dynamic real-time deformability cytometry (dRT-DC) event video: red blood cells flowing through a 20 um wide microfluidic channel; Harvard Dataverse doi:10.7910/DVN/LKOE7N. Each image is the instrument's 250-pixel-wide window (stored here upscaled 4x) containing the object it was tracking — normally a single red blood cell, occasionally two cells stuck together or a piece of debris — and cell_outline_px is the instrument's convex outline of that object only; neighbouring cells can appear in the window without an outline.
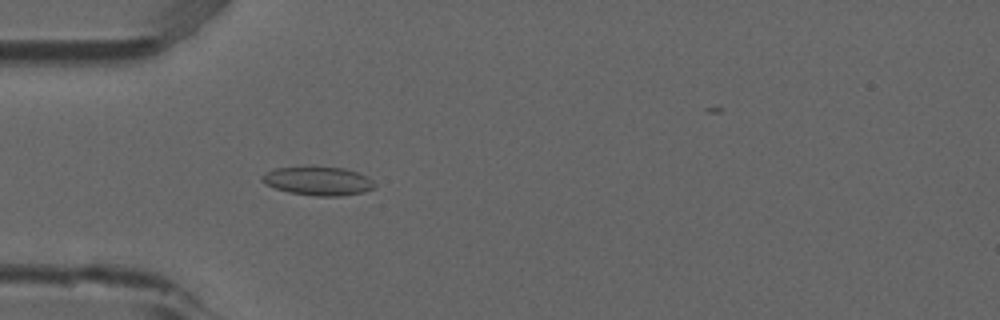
{"species": "common noctule bat (a hibernating species)", "species_latin": "Nyctalus noctula", "temperature_condition": "room temperature", "stored_images_in_passage": 3, "camera_frame_rate_fps": 3000, "um_per_image_px": 0.085, "animal": {"sex": "male", "forearm_length_mm": 52.5}, "frame": {"image": 1, "passage_image": 3, "time_ms": 0.667, "image_size_px": [1000, 320], "cell_outline_px": [[376, 188], [364, 192], [340, 196], [316, 196], [288, 192], [264, 184], [260, 180], [260, 176], [276, 168], [344, 168], [368, 176], [376, 184]], "centroid_in_image_um": [27.07, 15.41], "position_along_channel_um": 57.9, "area_um2": 18.55}}